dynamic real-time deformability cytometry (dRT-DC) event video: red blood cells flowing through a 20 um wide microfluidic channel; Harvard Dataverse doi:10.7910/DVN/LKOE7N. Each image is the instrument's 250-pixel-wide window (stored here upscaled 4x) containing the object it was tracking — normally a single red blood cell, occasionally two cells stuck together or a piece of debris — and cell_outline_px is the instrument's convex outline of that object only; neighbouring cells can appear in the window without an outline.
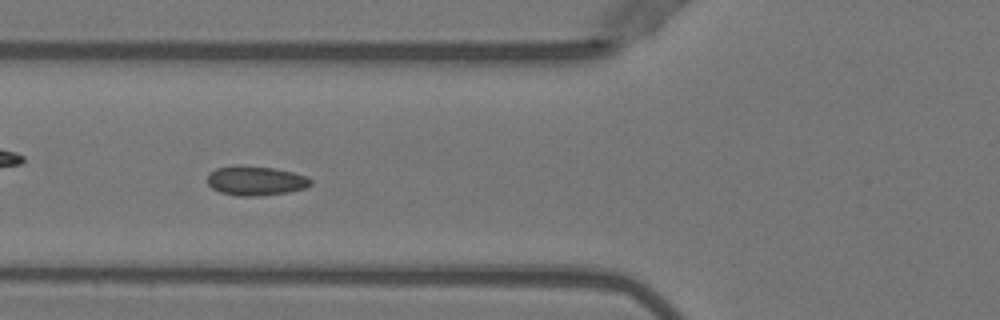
{"species": "Egyptian fruit bat (a non-hibernating species)", "species_latin": "Rousettus aegyptiacus", "temperature_condition": "warm", "stored_images_in_passage": 51, "segment_of_instrument_passage": [1, 2], "camera_frame_rate_fps": 3000, "um_per_image_px": 0.085, "animal": {"sex": "female"}, "frame": {"image": 1, "passage_image": 19, "time_ms": 6.0, "image_size_px": [1000, 320], "cell_outline_px": [[312, 184], [304, 188], [288, 192], [256, 196], [236, 196], [220, 192], [212, 188], [208, 184], [208, 172], [216, 168], [240, 164], [272, 168], [292, 172], [304, 176], [312, 180]], "centroid_in_image_um": [21.68, 15.35], "position_along_channel_um": 104.1, "area_um2": 17.74}}
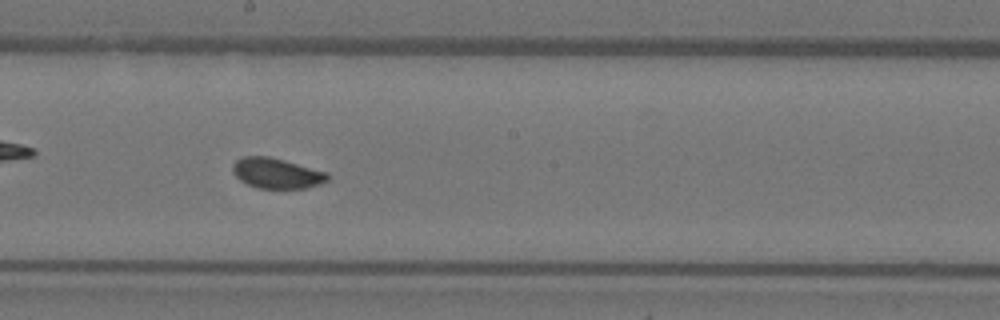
{"frame": {"image": 2, "passage_image": 28, "time_ms": 9.0, "image_size_px": [1000, 320], "cell_outline_px": [[328, 180], [320, 184], [304, 188], [260, 188], [248, 184], [240, 180], [232, 172], [232, 164], [236, 160], [244, 156], [268, 156], [284, 160], [328, 172]], "centroid_in_image_um": [23.5, 14.72], "position_along_channel_um": 224.7, "area_um2": 16.7}}
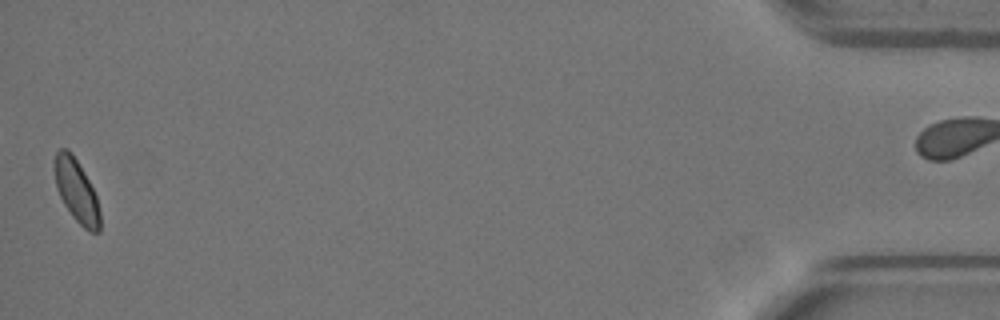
{"frame": {"image": 3, "passage_image": 50, "time_ms": 16.333, "image_size_px": [1000, 320], "cell_outline_px": [[100, 232], [88, 232], [72, 216], [64, 204], [56, 188], [52, 164], [56, 152], [60, 148], [68, 148], [72, 152], [84, 172], [96, 196], [100, 212]], "centroid_in_image_um": [6.47, 16.19], "position_along_channel_um": 428.7, "area_um2": 16.88}}